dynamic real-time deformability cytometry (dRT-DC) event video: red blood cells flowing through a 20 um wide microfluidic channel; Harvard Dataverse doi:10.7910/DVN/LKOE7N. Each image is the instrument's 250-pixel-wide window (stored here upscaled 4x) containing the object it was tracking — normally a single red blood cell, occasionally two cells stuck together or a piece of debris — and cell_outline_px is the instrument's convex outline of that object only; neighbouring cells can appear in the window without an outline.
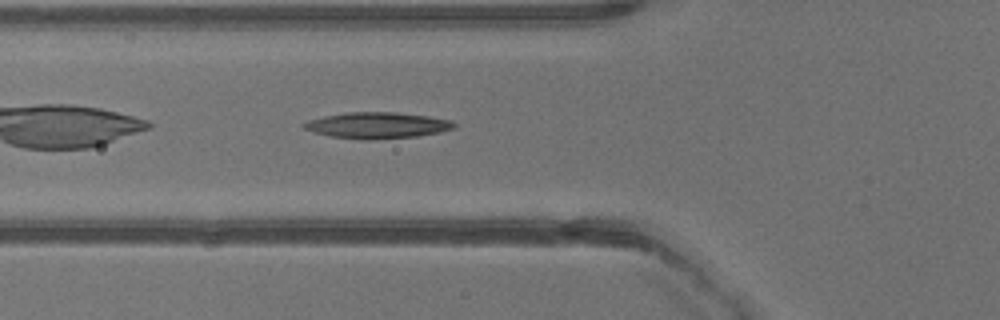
{"species": "common noctule bat (a hibernating species)", "species_latin": "Nyctalus noctula", "temperature_condition": "warm", "stored_images_in_passage": 25, "camera_frame_rate_fps": 3000, "um_per_image_px": 0.085, "animal": {"sex": "male", "body_mass_g": 13.3}, "frame": {"image": 1, "passage_image": 3, "time_ms": 0.667, "image_size_px": [1000, 320], "cell_outline_px": [[456, 128], [440, 132], [416, 136], [368, 140], [360, 140], [332, 136], [316, 132], [304, 128], [304, 124], [308, 120], [324, 116], [348, 112], [396, 112], [428, 116], [452, 120], [456, 124]], "centroid_in_image_um": [32.12, 10.65], "position_along_channel_um": 93.7, "area_um2": 22.77}}
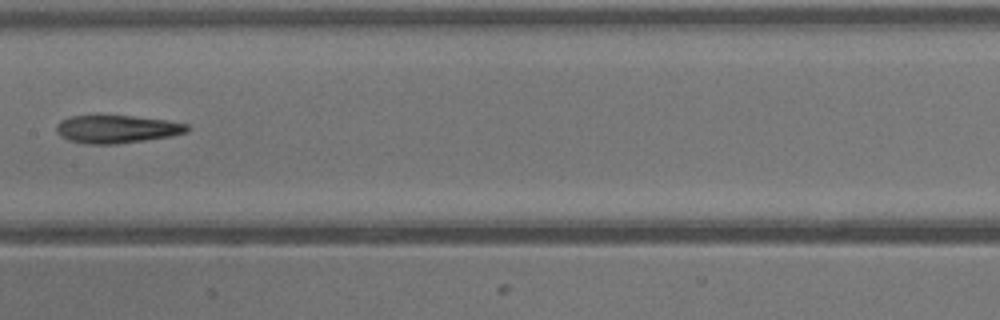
{"frame": {"image": 2, "passage_image": 9, "time_ms": 2.667, "image_size_px": [1000, 320], "cell_outline_px": [[188, 132], [172, 136], [116, 144], [88, 144], [68, 140], [60, 136], [56, 132], [56, 124], [60, 120], [72, 116], [96, 112], [168, 120], [188, 124]], "centroid_in_image_um": [9.87, 10.93], "position_along_channel_um": 197.5, "area_um2": 22.14}}
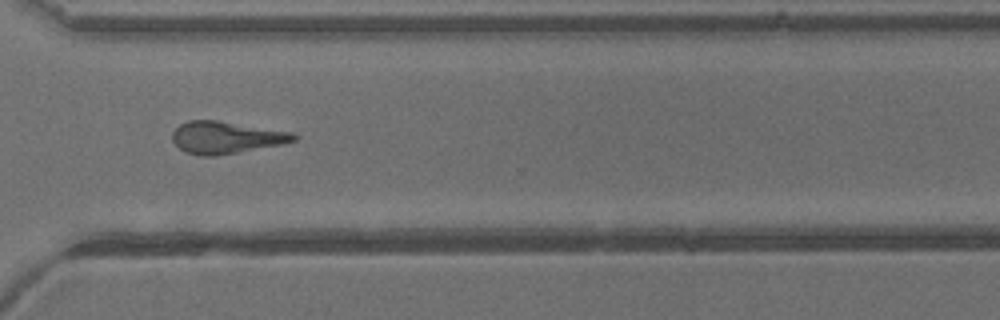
{"frame": {"image": 3, "passage_image": 18, "time_ms": 5.667, "image_size_px": [1000, 320], "cell_outline_px": [[300, 136], [296, 140], [284, 144], [216, 156], [200, 156], [184, 152], [172, 140], [172, 132], [180, 124], [188, 120], [216, 120], [292, 132]], "centroid_in_image_um": [19.22, 11.69], "position_along_channel_um": 351.4, "area_um2": 22.83}}